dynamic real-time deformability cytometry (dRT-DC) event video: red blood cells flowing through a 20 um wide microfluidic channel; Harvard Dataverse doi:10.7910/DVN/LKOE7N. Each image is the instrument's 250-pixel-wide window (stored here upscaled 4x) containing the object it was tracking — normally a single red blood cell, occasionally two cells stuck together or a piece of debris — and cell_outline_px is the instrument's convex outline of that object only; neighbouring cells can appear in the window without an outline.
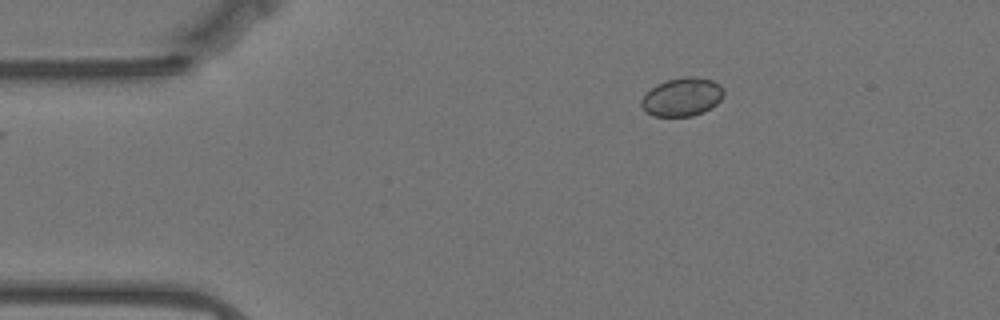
{"species": "Egyptian fruit bat (a non-hibernating species)", "species_latin": "Rousettus aegyptiacus", "temperature_condition": "warm", "stored_images_in_passage": 49, "camera_frame_rate_fps": 3000, "um_per_image_px": 0.085, "animal": {"sex": "female"}, "frame": {"image": 1, "passage_image": 1, "time_ms": 0.0, "image_size_px": [1000, 320], "cell_outline_px": [[724, 96], [712, 108], [704, 112], [692, 116], [652, 116], [640, 104], [640, 100], [656, 84], [668, 80], [684, 76], [696, 76], [712, 80], [720, 84], [724, 88]], "centroid_in_image_um": [58.02, 8.23], "position_along_channel_um": 27.0, "area_um2": 18.55}}
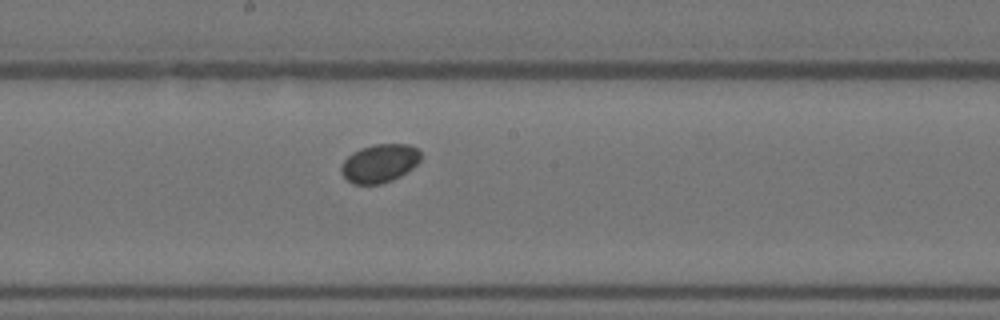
{"frame": {"image": 2, "passage_image": 22, "time_ms": 7.0, "image_size_px": [1000, 320], "cell_outline_px": [[420, 160], [412, 168], [400, 176], [392, 180], [380, 184], [352, 184], [340, 172], [340, 168], [344, 160], [352, 152], [360, 148], [372, 144], [408, 144], [416, 148], [420, 152]], "centroid_in_image_um": [32.24, 13.87], "position_along_channel_um": 216.0, "area_um2": 17.8}}
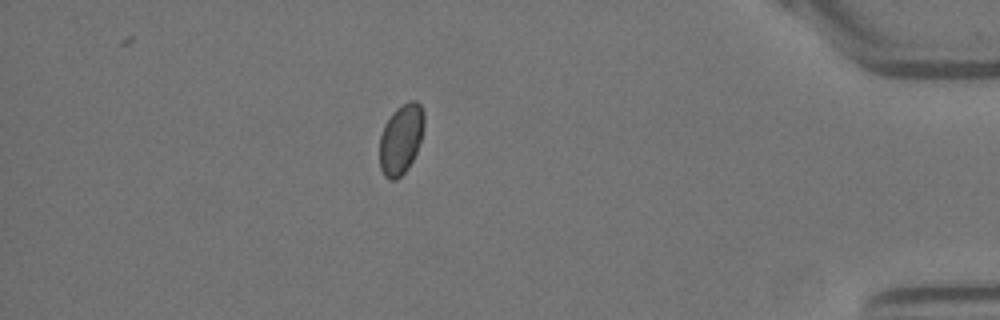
{"frame": {"image": 3, "passage_image": 42, "time_ms": 13.667, "image_size_px": [1000, 320], "cell_outline_px": [[424, 128], [416, 152], [408, 168], [396, 180], [388, 180], [384, 176], [380, 168], [380, 136], [384, 124], [392, 112], [396, 108], [408, 100], [416, 100], [420, 104], [424, 112]], "centroid_in_image_um": [34.08, 11.8], "position_along_channel_um": 401.1, "area_um2": 18.32}}